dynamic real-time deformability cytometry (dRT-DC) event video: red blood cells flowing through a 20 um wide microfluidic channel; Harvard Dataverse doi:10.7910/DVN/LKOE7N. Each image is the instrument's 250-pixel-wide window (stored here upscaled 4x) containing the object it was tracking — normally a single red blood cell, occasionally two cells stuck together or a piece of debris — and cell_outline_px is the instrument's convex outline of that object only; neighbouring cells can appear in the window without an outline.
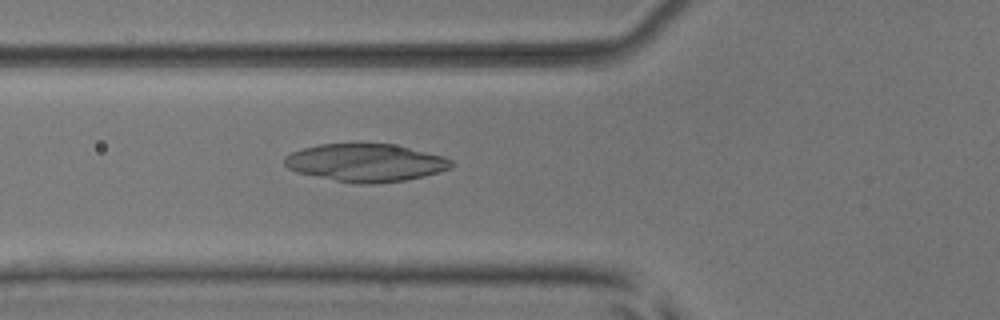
{"species": "common noctule bat (a hibernating species)", "species_latin": "Nyctalus noctula", "temperature_condition": "room temperature", "stored_images_in_passage": 53, "camera_frame_rate_fps": 3000, "um_per_image_px": 0.085, "animal": {"sex": "male", "body_mass_g": 17.9, "forearm_length_mm": 54.2}, "frame": {"image": 1, "passage_image": 20, "time_ms": 6.333, "image_size_px": [1000, 320], "cell_outline_px": [[456, 164], [452, 168], [440, 172], [424, 176], [404, 180], [372, 184], [356, 184], [296, 172], [288, 168], [284, 164], [284, 156], [292, 152], [304, 148], [320, 144], [360, 140], [392, 144], [444, 156], [452, 160]], "centroid_in_image_um": [31.09, 13.79], "position_along_channel_um": 94.7, "area_um2": 37.69}}
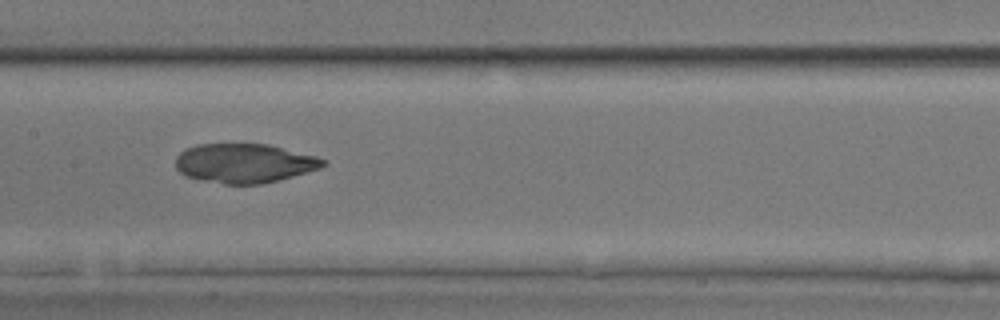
{"frame": {"image": 2, "passage_image": 27, "time_ms": 8.667, "image_size_px": [1000, 320], "cell_outline_px": [[328, 164], [320, 168], [292, 176], [260, 184], [224, 184], [200, 180], [184, 176], [176, 168], [176, 156], [184, 148], [200, 144], [268, 144], [316, 156], [328, 160]], "centroid_in_image_um": [20.75, 13.87], "position_along_channel_um": 186.6, "area_um2": 33.81}}
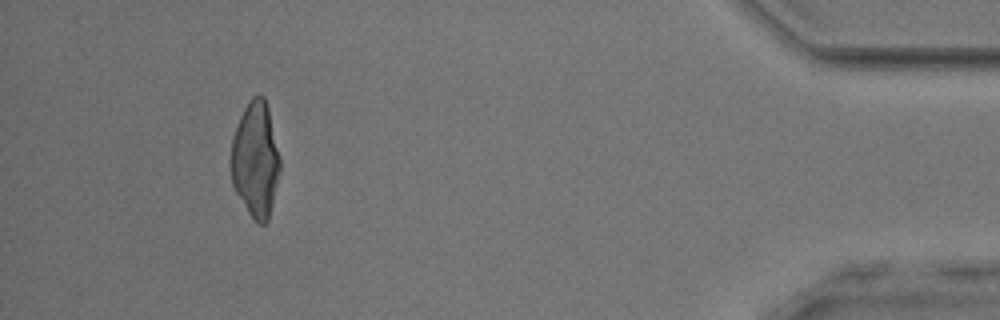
{"frame": {"image": 3, "passage_image": 49, "time_ms": 16.0, "image_size_px": [1000, 320], "cell_outline_px": [[280, 168], [272, 204], [268, 220], [264, 224], [256, 224], [248, 212], [236, 192], [232, 184], [232, 136], [240, 116], [244, 108], [252, 96], [264, 96], [268, 108], [280, 156]], "centroid_in_image_um": [21.72, 13.57], "position_along_channel_um": 413.5, "area_um2": 32.66}}